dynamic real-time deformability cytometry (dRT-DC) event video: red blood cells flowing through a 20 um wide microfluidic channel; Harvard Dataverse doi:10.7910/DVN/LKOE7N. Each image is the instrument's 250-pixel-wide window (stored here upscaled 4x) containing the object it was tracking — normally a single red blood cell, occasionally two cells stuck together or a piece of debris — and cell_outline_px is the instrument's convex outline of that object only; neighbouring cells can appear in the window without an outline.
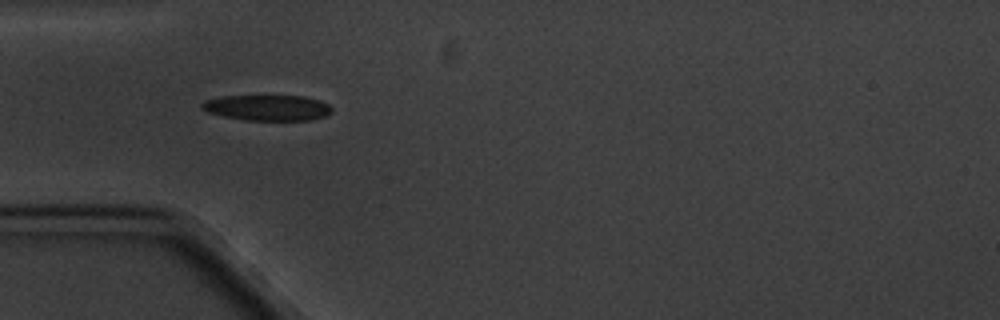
{"species": "common noctule bat (a hibernating species)", "species_latin": "Nyctalus noctula", "temperature_condition": "cold", "stored_images_in_passage": 6, "camera_frame_rate_fps": 3000, "um_per_image_px": 0.085, "animal": {"sex": "male", "body_mass_g": 20.1, "forearm_length_mm": 53.5}, "frame": {"image": 1, "passage_image": 5, "time_ms": 4.667, "image_size_px": [1000, 320], "cell_outline_px": [[332, 112], [324, 116], [312, 120], [244, 120], [224, 116], [208, 112], [200, 108], [200, 104], [204, 100], [224, 96], [304, 96], [320, 100], [328, 104], [332, 108]], "centroid_in_image_um": [22.73, 9.15], "position_along_channel_um": 62.3, "area_um2": 19.48}}